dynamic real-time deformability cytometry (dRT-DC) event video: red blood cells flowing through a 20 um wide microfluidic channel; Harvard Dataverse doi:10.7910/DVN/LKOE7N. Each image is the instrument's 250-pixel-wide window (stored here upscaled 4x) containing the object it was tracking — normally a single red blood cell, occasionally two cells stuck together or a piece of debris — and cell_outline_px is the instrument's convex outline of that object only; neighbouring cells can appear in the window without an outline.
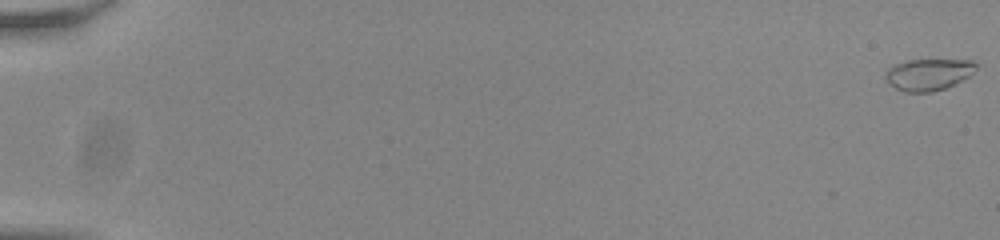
{"species": "common noctule bat (a hibernating species)", "species_latin": "Nyctalus noctula", "temperature_condition": "room temperature", "stored_images_in_passage": 57, "camera_frame_rate_fps": 3000, "um_per_image_px": 0.085, "animal": {"sex": "male", "body_mass_g": 20.0, "forearm_length_mm": 53.3}, "frame": {"image": 1, "passage_image": 1, "time_ms": 0.0, "image_size_px": [1000, 240], "cell_outline_px": [[976, 68], [968, 76], [944, 88], [932, 92], [908, 92], [896, 88], [884, 76], [888, 68], [892, 64], [908, 60], [972, 60], [976, 64]], "centroid_in_image_um": [78.89, 6.31], "position_along_channel_um": 6.1, "area_um2": 16.36}}
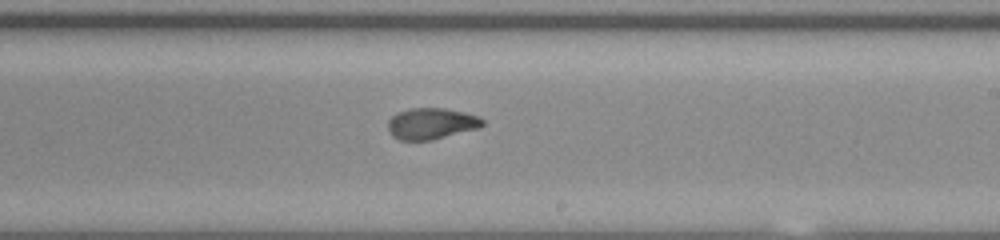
{"frame": {"image": 2, "passage_image": 36, "time_ms": 11.667, "image_size_px": [1000, 240], "cell_outline_px": [[484, 124], [476, 128], [432, 140], [400, 140], [392, 136], [388, 128], [388, 120], [396, 112], [412, 108], [444, 108], [464, 112], [480, 116], [484, 120]], "centroid_in_image_um": [36.64, 10.49], "position_along_channel_um": 252.4, "area_um2": 17.17}}
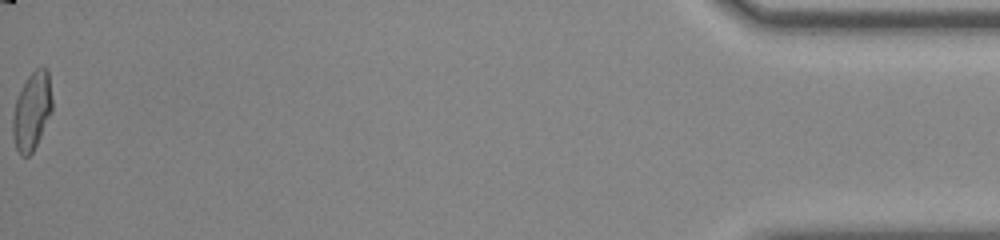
{"frame": {"image": 3, "passage_image": 57, "time_ms": 18.667, "image_size_px": [1000, 240], "cell_outline_px": [[52, 112], [32, 152], [28, 156], [20, 156], [16, 148], [12, 132], [12, 116], [16, 100], [28, 76], [36, 68], [48, 68], [52, 100]], "centroid_in_image_um": [2.71, 9.45], "position_along_channel_um": 432.5, "area_um2": 17.74}, "authors_computed_cell_mechanics": {"area_um2": 17.1088, "velocity_mm_per_s": 3.8351, "shape_relaxation_time_tau1_ms": null, "shape_relaxation_time_tau2_ms": 1.0584, "deformation_change_tau1": null, "deformation_change_tau2": 0.0641}}